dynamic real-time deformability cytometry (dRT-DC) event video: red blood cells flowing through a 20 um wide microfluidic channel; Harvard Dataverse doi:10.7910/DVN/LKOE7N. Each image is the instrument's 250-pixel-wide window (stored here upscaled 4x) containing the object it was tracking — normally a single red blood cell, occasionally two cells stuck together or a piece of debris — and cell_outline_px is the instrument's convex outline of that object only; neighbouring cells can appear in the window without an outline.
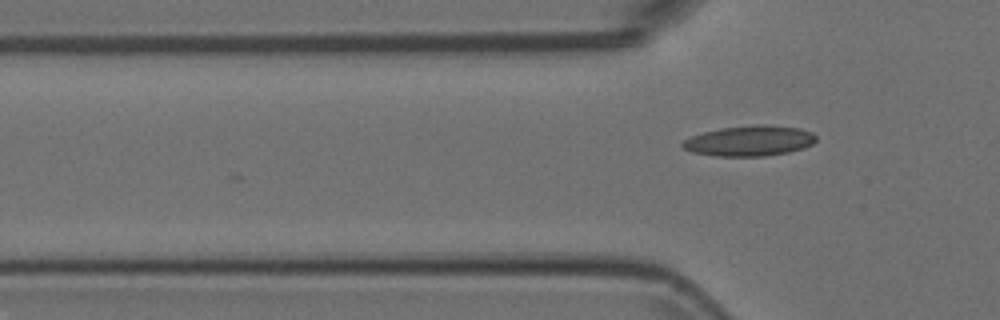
{"species": "Egyptian fruit bat (a non-hibernating species)", "species_latin": "Rousettus aegyptiacus", "temperature_condition": "room temperature", "stored_images_in_passage": 3, "camera_frame_rate_fps": 3000, "um_per_image_px": 0.085, "animal": {"sex": "female"}, "frame": {"image": 1, "passage_image": 3, "time_ms": 0.667, "image_size_px": [1000, 320], "cell_outline_px": [[816, 140], [812, 144], [804, 148], [788, 152], [764, 156], [716, 156], [692, 152], [684, 148], [680, 144], [684, 140], [692, 136], [704, 132], [720, 128], [756, 124], [760, 124], [800, 128], [812, 132], [816, 136]], "centroid_in_image_um": [63.72, 11.97], "position_along_channel_um": 62.1, "area_um2": 23.64}}